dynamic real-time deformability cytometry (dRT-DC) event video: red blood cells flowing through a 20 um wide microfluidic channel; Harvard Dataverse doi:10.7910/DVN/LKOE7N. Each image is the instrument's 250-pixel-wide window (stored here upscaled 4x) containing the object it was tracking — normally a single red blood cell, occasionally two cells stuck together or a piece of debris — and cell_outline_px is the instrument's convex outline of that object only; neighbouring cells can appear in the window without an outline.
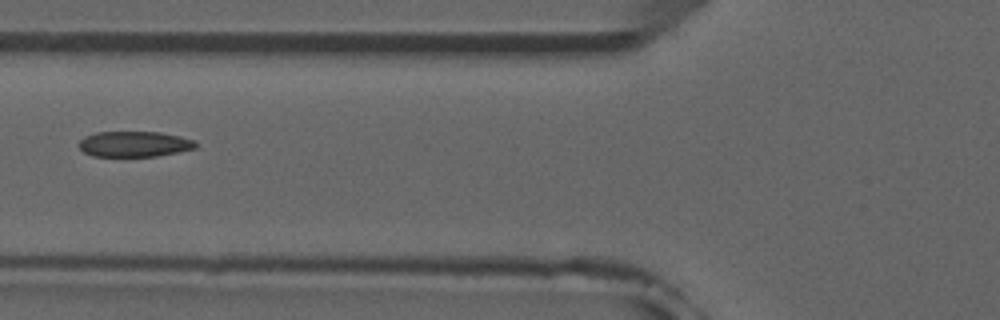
{"species": "common noctule bat (a hibernating species)", "species_latin": "Nyctalus noctula", "temperature_condition": "room temperature", "stored_images_in_passage": 7, "camera_frame_rate_fps": 3000, "um_per_image_px": 0.085, "animal": {"sex": "male", "forearm_length_mm": 52.5}, "frame": {"image": 1, "passage_image": 5, "time_ms": 6.0, "image_size_px": [1000, 320], "cell_outline_px": [[196, 148], [156, 156], [92, 156], [84, 152], [80, 148], [80, 140], [84, 136], [96, 132], [160, 132], [180, 136], [192, 140], [196, 144]], "centroid_in_image_um": [11.39, 12.24], "position_along_channel_um": 114.4, "area_um2": 17.22}}
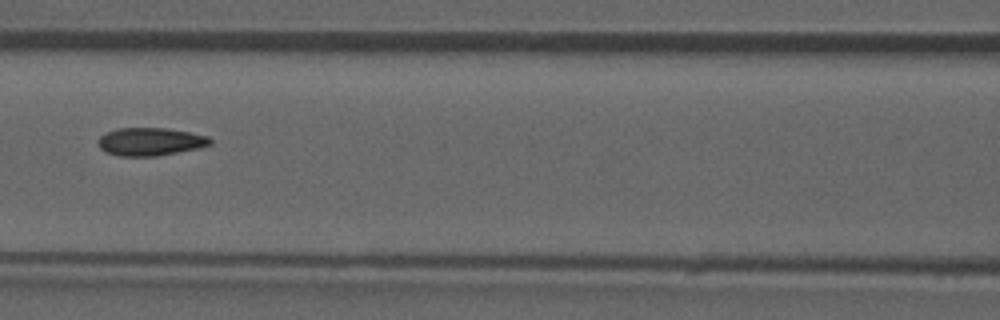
{"frame": {"image": 2, "passage_image": 6, "time_ms": 7.0, "image_size_px": [1000, 320], "cell_outline_px": [[212, 144], [200, 148], [156, 156], [120, 156], [104, 152], [100, 148], [100, 136], [116, 128], [168, 128], [208, 136], [212, 140]], "centroid_in_image_um": [12.8, 12.04], "position_along_channel_um": 153.8, "area_um2": 18.21}}